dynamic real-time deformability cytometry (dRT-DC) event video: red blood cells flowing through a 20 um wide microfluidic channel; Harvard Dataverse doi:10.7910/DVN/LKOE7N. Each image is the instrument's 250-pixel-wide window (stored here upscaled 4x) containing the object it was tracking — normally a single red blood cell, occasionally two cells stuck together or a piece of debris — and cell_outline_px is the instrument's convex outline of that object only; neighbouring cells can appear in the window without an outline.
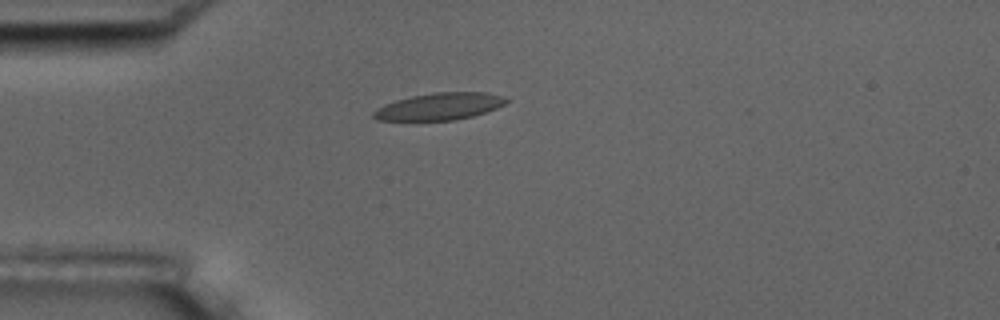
{"species": "common noctule bat (a hibernating species)", "species_latin": "Nyctalus noctula", "temperature_condition": "room temperature", "stored_images_in_passage": 4, "camera_frame_rate_fps": 3000, "um_per_image_px": 0.085, "animal": {"sex": "male", "body_mass_g": 17.5, "forearm_length_mm": 52.3}, "frame": {"image": 1, "passage_image": 4, "time_ms": 4.333, "image_size_px": [1000, 320], "cell_outline_px": [[508, 100], [504, 104], [496, 108], [472, 116], [456, 120], [376, 120], [372, 116], [372, 112], [376, 108], [384, 104], [396, 100], [412, 96], [436, 92], [488, 92], [504, 96]], "centroid_in_image_um": [37.34, 9.04], "position_along_channel_um": 47.7, "area_um2": 20.87}}